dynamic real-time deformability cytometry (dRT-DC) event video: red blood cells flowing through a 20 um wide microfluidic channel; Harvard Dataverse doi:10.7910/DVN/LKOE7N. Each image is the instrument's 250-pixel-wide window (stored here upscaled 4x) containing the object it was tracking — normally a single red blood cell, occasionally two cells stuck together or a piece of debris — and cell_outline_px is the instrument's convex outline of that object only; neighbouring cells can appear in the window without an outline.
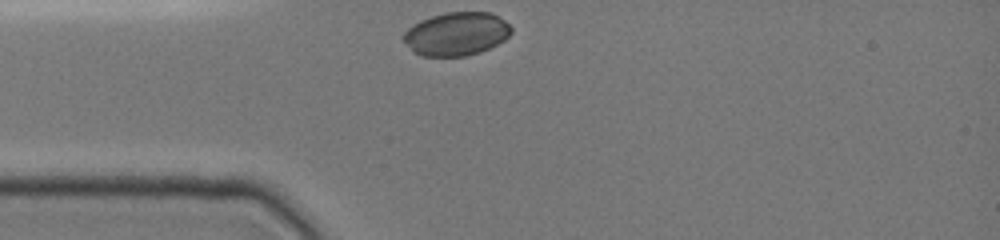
{"species": "common noctule bat (a hibernating species)", "species_latin": "Nyctalus noctula", "temperature_condition": "cold", "stored_images_in_passage": 6, "camera_frame_rate_fps": 3000, "um_per_image_px": 0.085, "animal": {"sex": "female", "body_mass_g": 19.0, "forearm_length_mm": 51.5}, "frame": {"image": 1, "passage_image": 1, "time_ms": 0.0, "image_size_px": [1000, 240], "cell_outline_px": [[512, 32], [504, 40], [480, 52], [464, 56], [420, 56], [412, 52], [400, 36], [412, 24], [420, 20], [444, 12], [488, 12], [504, 20], [512, 28]], "centroid_in_image_um": [38.74, 2.88], "position_along_channel_um": 46.3, "area_um2": 27.34}}
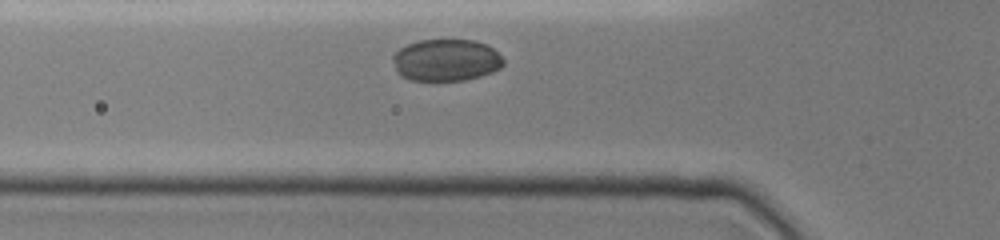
{"frame": {"image": 2, "passage_image": 3, "time_ms": 1.333, "image_size_px": [1000, 240], "cell_outline_px": [[504, 64], [500, 68], [492, 72], [480, 76], [464, 80], [408, 80], [400, 76], [396, 72], [392, 60], [392, 56], [400, 48], [408, 44], [420, 40], [476, 40], [488, 44], [504, 60]], "centroid_in_image_um": [37.9, 5.11], "position_along_channel_um": 87.9, "area_um2": 27.17}}
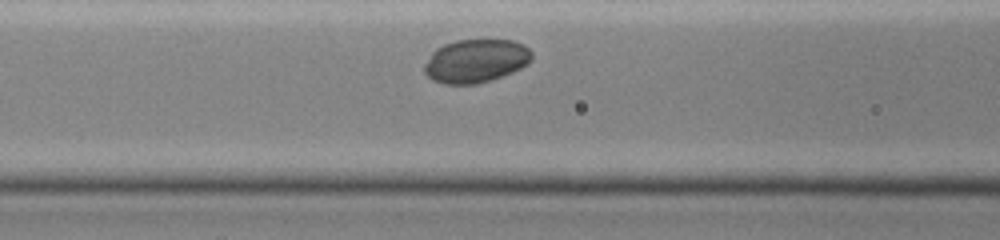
{"frame": {"image": 3, "passage_image": 5, "time_ms": 2.333, "image_size_px": [1000, 240], "cell_outline_px": [[532, 60], [528, 64], [512, 72], [492, 80], [476, 84], [444, 84], [432, 80], [424, 72], [424, 64], [432, 52], [436, 48], [444, 44], [456, 40], [512, 40], [524, 44], [532, 52]], "centroid_in_image_um": [40.44, 5.18], "position_along_channel_um": 126.2, "area_um2": 27.34}}